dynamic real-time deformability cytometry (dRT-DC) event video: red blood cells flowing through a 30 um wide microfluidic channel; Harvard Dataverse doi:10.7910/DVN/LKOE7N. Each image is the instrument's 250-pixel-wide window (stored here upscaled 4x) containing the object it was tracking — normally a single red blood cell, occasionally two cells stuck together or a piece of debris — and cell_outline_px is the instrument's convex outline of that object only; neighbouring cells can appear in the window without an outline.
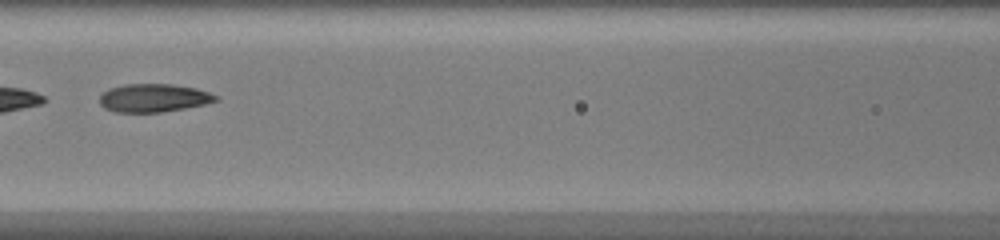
{"species": "common noctule bat (a hibernating species)", "species_latin": "Nyctalus noctula", "temperature_condition": "warm", "stored_images_in_passage": 44, "camera_frame_rate_fps": 3000, "um_per_image_px": 0.085, "animal": {"sex": "female", "body_mass_g": 20.0, "forearm_length_mm": 54.0}, "frame": {"image": 1, "passage_image": 21, "time_ms": 6.667, "image_size_px": [1000, 240], "cell_outline_px": [[220, 100], [204, 104], [184, 108], [160, 112], [116, 112], [104, 108], [100, 104], [100, 92], [108, 88], [124, 84], [172, 84], [196, 88], [220, 96]], "centroid_in_image_um": [13.04, 8.31], "position_along_channel_um": 153.6, "area_um2": 19.25}}